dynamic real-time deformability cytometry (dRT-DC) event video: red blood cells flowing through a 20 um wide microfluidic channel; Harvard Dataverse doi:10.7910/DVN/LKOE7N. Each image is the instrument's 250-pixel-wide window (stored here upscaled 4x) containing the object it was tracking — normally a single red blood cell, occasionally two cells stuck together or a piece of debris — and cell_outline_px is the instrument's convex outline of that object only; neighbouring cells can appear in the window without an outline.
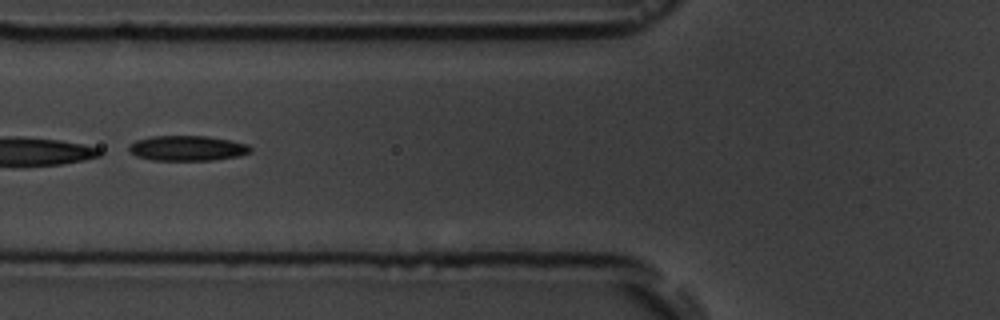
{"species": "common noctule bat (a hibernating species)", "species_latin": "Nyctalus noctula", "temperature_condition": "room temperature", "stored_images_in_passage": 8, "camera_frame_rate_fps": 3000, "um_per_image_px": 0.085, "animal": {"sex": "male", "body_mass_g": 19.5, "forearm_length_mm": 54.6}, "frame": {"image": 1, "passage_image": 6, "time_ms": 6.333, "image_size_px": [1000, 320], "cell_outline_px": [[252, 152], [240, 156], [212, 160], [152, 160], [136, 156], [128, 148], [136, 140], [152, 136], [208, 136], [232, 140], [248, 144], [252, 148]], "centroid_in_image_um": [15.99, 12.59], "position_along_channel_um": 109.8, "area_um2": 17.86}}
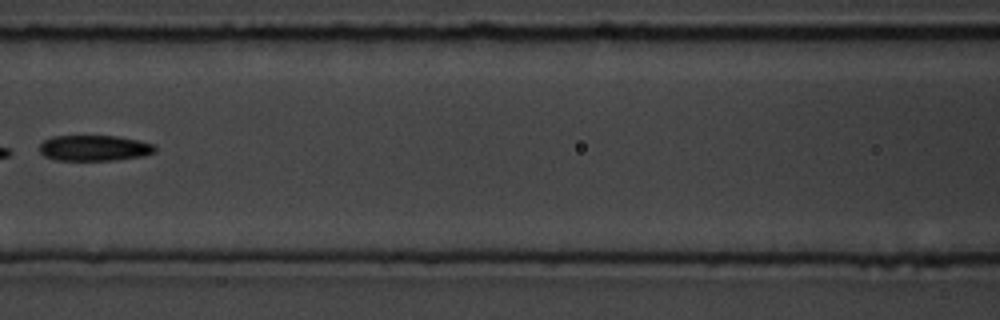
{"frame": {"image": 2, "passage_image": 7, "time_ms": 7.667, "image_size_px": [1000, 320], "cell_outline_px": [[156, 152], [144, 156], [116, 160], [56, 160], [44, 156], [40, 152], [40, 144], [44, 140], [52, 136], [116, 136], [156, 144]], "centroid_in_image_um": [8.04, 12.59], "position_along_channel_um": 158.6, "area_um2": 17.4}}
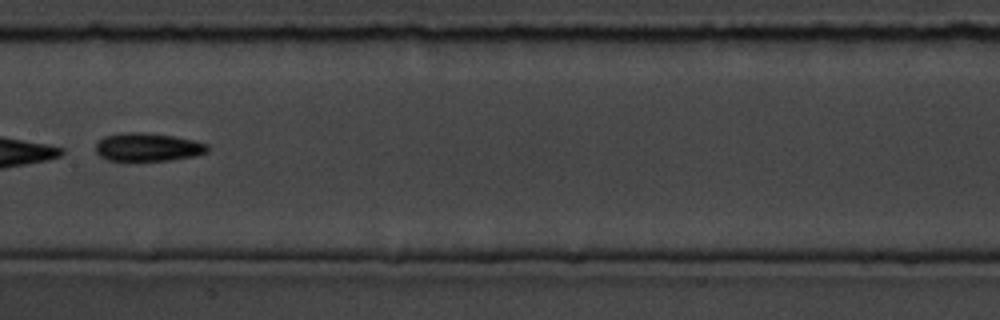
{"frame": {"image": 3, "passage_image": 8, "time_ms": 8.667, "image_size_px": [1000, 320], "cell_outline_px": [[208, 152], [196, 156], [172, 160], [108, 160], [100, 156], [96, 152], [96, 144], [104, 136], [120, 132], [144, 132], [172, 136], [192, 140], [208, 144]], "centroid_in_image_um": [12.56, 12.5], "position_along_channel_um": 194.8, "area_um2": 18.38}}